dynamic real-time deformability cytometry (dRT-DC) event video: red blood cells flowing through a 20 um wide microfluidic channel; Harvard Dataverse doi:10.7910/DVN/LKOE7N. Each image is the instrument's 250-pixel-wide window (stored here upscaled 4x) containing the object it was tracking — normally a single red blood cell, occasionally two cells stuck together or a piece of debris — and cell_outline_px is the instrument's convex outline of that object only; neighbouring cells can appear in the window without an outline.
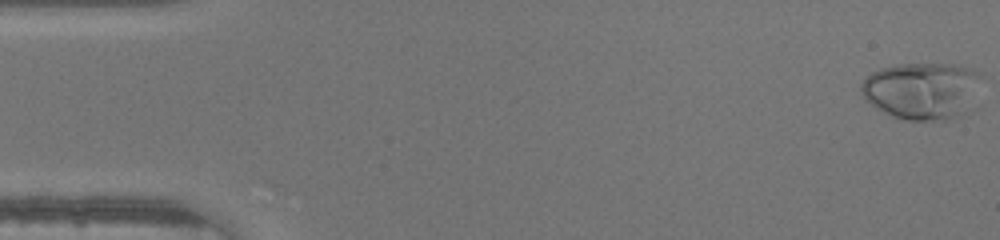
{"species": "human", "species_latin": "Homo sapiens", "temperature_condition": "warm", "stored_images_in_passage": 47, "camera_frame_rate_fps": 3000, "um_per_image_px": 0.085, "donor": {"sex": "male"}, "frame": {"image": 1, "passage_image": 1, "time_ms": 0.0, "image_size_px": [1000, 240], "cell_outline_px": [[984, 76], [960, 116], [944, 120], [908, 120], [892, 116], [876, 108], [864, 100], [860, 88], [860, 84], [872, 72], [880, 68], [896, 64], [960, 64], [972, 68], [980, 72]], "centroid_in_image_um": [78.33, 7.67], "position_along_channel_um": 6.7, "area_um2": 39.88}}
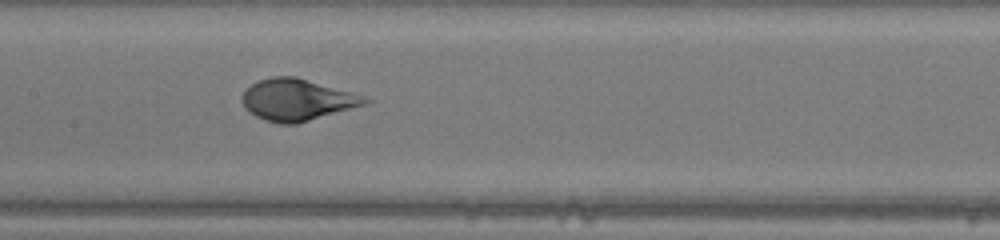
{"frame": {"image": 2, "passage_image": 23, "time_ms": 7.333, "image_size_px": [1000, 240], "cell_outline_px": [[372, 100], [364, 104], [296, 124], [280, 124], [264, 120], [256, 116], [244, 108], [240, 100], [240, 96], [252, 84], [260, 80], [272, 76], [296, 76], [352, 92], [364, 96]], "centroid_in_image_um": [25.2, 8.47], "position_along_channel_um": 182.2, "area_um2": 29.59}}
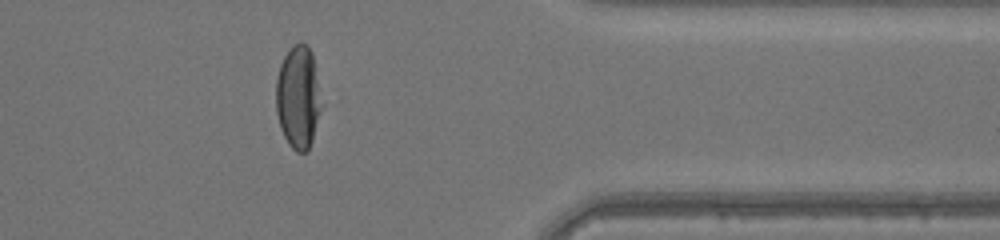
{"frame": {"image": 3, "passage_image": 38, "time_ms": 12.333, "image_size_px": [1000, 240], "cell_outline_px": [[320, 108], [312, 140], [308, 152], [296, 152], [288, 144], [280, 128], [276, 112], [276, 80], [280, 64], [284, 56], [292, 44], [300, 40], [308, 44], [312, 52]], "centroid_in_image_um": [25.29, 8.24], "position_along_channel_um": 386.1, "area_um2": 26.88}}